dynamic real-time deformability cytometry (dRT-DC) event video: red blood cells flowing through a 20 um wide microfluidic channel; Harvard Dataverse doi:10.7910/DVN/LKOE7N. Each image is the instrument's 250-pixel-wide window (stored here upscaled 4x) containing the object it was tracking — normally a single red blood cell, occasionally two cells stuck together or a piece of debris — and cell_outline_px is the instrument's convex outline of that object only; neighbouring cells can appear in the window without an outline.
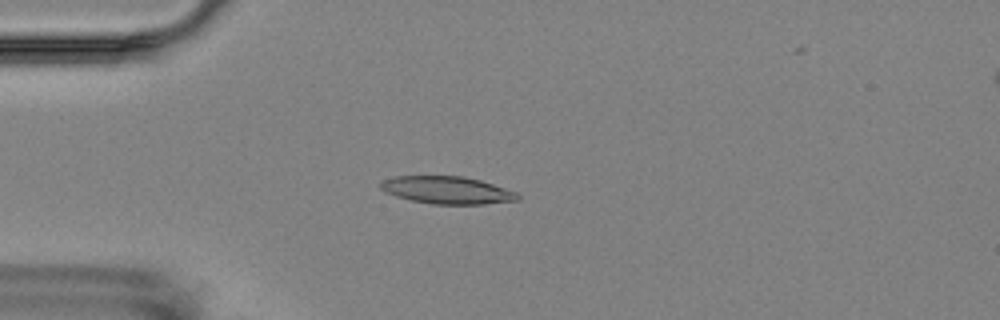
{"species": "Egyptian fruit bat (a non-hibernating species)", "species_latin": "Rousettus aegyptiacus", "temperature_condition": "room temperature", "stored_images_in_passage": 3, "camera_frame_rate_fps": 3000, "um_per_image_px": 0.085, "animal": {"sex": "female"}, "frame": {"image": 1, "passage_image": 3, "time_ms": 2.333, "image_size_px": [1000, 320], "cell_outline_px": [[520, 200], [484, 204], [432, 204], [412, 200], [396, 196], [384, 192], [380, 188], [380, 184], [384, 180], [396, 176], [464, 176], [480, 180], [516, 192], [520, 196]], "centroid_in_image_um": [38.01, 16.16], "position_along_channel_um": 47.0, "area_um2": 21.85}}